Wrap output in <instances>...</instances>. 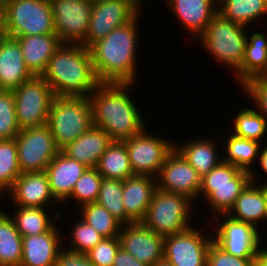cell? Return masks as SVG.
Returning a JSON list of instances; mask_svg holds the SVG:
<instances>
[{"label": "cell", "instance_id": "cell-1", "mask_svg": "<svg viewBox=\"0 0 267 266\" xmlns=\"http://www.w3.org/2000/svg\"><path fill=\"white\" fill-rule=\"evenodd\" d=\"M140 13L129 23L114 28L90 48L99 83H137L136 64ZM138 26V27H137Z\"/></svg>", "mask_w": 267, "mask_h": 266}, {"label": "cell", "instance_id": "cell-2", "mask_svg": "<svg viewBox=\"0 0 267 266\" xmlns=\"http://www.w3.org/2000/svg\"><path fill=\"white\" fill-rule=\"evenodd\" d=\"M132 86L134 83H99L89 95L93 125L103 129L112 141L123 142L145 128L144 117L128 94Z\"/></svg>", "mask_w": 267, "mask_h": 266}, {"label": "cell", "instance_id": "cell-3", "mask_svg": "<svg viewBox=\"0 0 267 266\" xmlns=\"http://www.w3.org/2000/svg\"><path fill=\"white\" fill-rule=\"evenodd\" d=\"M41 77L58 97H89L99 84L90 50L82 44L62 43Z\"/></svg>", "mask_w": 267, "mask_h": 266}, {"label": "cell", "instance_id": "cell-4", "mask_svg": "<svg viewBox=\"0 0 267 266\" xmlns=\"http://www.w3.org/2000/svg\"><path fill=\"white\" fill-rule=\"evenodd\" d=\"M246 26L232 22L217 12L206 30L198 37L209 55L236 73L242 66L247 42Z\"/></svg>", "mask_w": 267, "mask_h": 266}, {"label": "cell", "instance_id": "cell-5", "mask_svg": "<svg viewBox=\"0 0 267 266\" xmlns=\"http://www.w3.org/2000/svg\"><path fill=\"white\" fill-rule=\"evenodd\" d=\"M47 125L61 151L93 125L90 98L55 96L50 106Z\"/></svg>", "mask_w": 267, "mask_h": 266}, {"label": "cell", "instance_id": "cell-6", "mask_svg": "<svg viewBox=\"0 0 267 266\" xmlns=\"http://www.w3.org/2000/svg\"><path fill=\"white\" fill-rule=\"evenodd\" d=\"M250 182L249 172L222 161L201 178L199 196L212 208L214 218L219 219L217 215L227 214Z\"/></svg>", "mask_w": 267, "mask_h": 266}, {"label": "cell", "instance_id": "cell-7", "mask_svg": "<svg viewBox=\"0 0 267 266\" xmlns=\"http://www.w3.org/2000/svg\"><path fill=\"white\" fill-rule=\"evenodd\" d=\"M193 201L182 194L156 189L142 223L163 237L190 229Z\"/></svg>", "mask_w": 267, "mask_h": 266}, {"label": "cell", "instance_id": "cell-8", "mask_svg": "<svg viewBox=\"0 0 267 266\" xmlns=\"http://www.w3.org/2000/svg\"><path fill=\"white\" fill-rule=\"evenodd\" d=\"M3 35L56 34L50 0H7Z\"/></svg>", "mask_w": 267, "mask_h": 266}, {"label": "cell", "instance_id": "cell-9", "mask_svg": "<svg viewBox=\"0 0 267 266\" xmlns=\"http://www.w3.org/2000/svg\"><path fill=\"white\" fill-rule=\"evenodd\" d=\"M13 93L16 120L20 129L47 124L50 106L55 95L42 77L34 76Z\"/></svg>", "mask_w": 267, "mask_h": 266}, {"label": "cell", "instance_id": "cell-10", "mask_svg": "<svg viewBox=\"0 0 267 266\" xmlns=\"http://www.w3.org/2000/svg\"><path fill=\"white\" fill-rule=\"evenodd\" d=\"M15 140L22 173L45 171L60 152L47 124L21 129Z\"/></svg>", "mask_w": 267, "mask_h": 266}, {"label": "cell", "instance_id": "cell-11", "mask_svg": "<svg viewBox=\"0 0 267 266\" xmlns=\"http://www.w3.org/2000/svg\"><path fill=\"white\" fill-rule=\"evenodd\" d=\"M144 0H99L92 4L89 30L82 44L90 48L114 28L132 21L141 11Z\"/></svg>", "mask_w": 267, "mask_h": 266}, {"label": "cell", "instance_id": "cell-12", "mask_svg": "<svg viewBox=\"0 0 267 266\" xmlns=\"http://www.w3.org/2000/svg\"><path fill=\"white\" fill-rule=\"evenodd\" d=\"M123 141L129 154L130 165L135 175H149L157 178L168 154L175 143L146 131Z\"/></svg>", "mask_w": 267, "mask_h": 266}, {"label": "cell", "instance_id": "cell-13", "mask_svg": "<svg viewBox=\"0 0 267 266\" xmlns=\"http://www.w3.org/2000/svg\"><path fill=\"white\" fill-rule=\"evenodd\" d=\"M223 217H222V216ZM223 221L221 224L216 221L215 235L213 242L224 250L241 259H256L260 243L263 240L260 229L249 223H245L230 217L227 214H220ZM219 223L218 227L217 224Z\"/></svg>", "mask_w": 267, "mask_h": 266}, {"label": "cell", "instance_id": "cell-14", "mask_svg": "<svg viewBox=\"0 0 267 266\" xmlns=\"http://www.w3.org/2000/svg\"><path fill=\"white\" fill-rule=\"evenodd\" d=\"M55 32L62 43L83 44L89 30L93 2L50 0Z\"/></svg>", "mask_w": 267, "mask_h": 266}, {"label": "cell", "instance_id": "cell-15", "mask_svg": "<svg viewBox=\"0 0 267 266\" xmlns=\"http://www.w3.org/2000/svg\"><path fill=\"white\" fill-rule=\"evenodd\" d=\"M201 232L191 227L185 232L165 236L164 259L173 266H206L213 236L212 232L211 235Z\"/></svg>", "mask_w": 267, "mask_h": 266}, {"label": "cell", "instance_id": "cell-16", "mask_svg": "<svg viewBox=\"0 0 267 266\" xmlns=\"http://www.w3.org/2000/svg\"><path fill=\"white\" fill-rule=\"evenodd\" d=\"M156 179L162 191L182 194L193 202L199 197L201 176L176 148L166 157Z\"/></svg>", "mask_w": 267, "mask_h": 266}, {"label": "cell", "instance_id": "cell-17", "mask_svg": "<svg viewBox=\"0 0 267 266\" xmlns=\"http://www.w3.org/2000/svg\"><path fill=\"white\" fill-rule=\"evenodd\" d=\"M119 240L126 252L149 266L164 258V237L148 229L142 222L122 224Z\"/></svg>", "mask_w": 267, "mask_h": 266}, {"label": "cell", "instance_id": "cell-18", "mask_svg": "<svg viewBox=\"0 0 267 266\" xmlns=\"http://www.w3.org/2000/svg\"><path fill=\"white\" fill-rule=\"evenodd\" d=\"M9 193L14 207L52 208V204H59L50 192L49 180L45 171L21 173L8 190L7 194Z\"/></svg>", "mask_w": 267, "mask_h": 266}, {"label": "cell", "instance_id": "cell-19", "mask_svg": "<svg viewBox=\"0 0 267 266\" xmlns=\"http://www.w3.org/2000/svg\"><path fill=\"white\" fill-rule=\"evenodd\" d=\"M34 76L27 69L15 38L0 36V90L14 91Z\"/></svg>", "mask_w": 267, "mask_h": 266}, {"label": "cell", "instance_id": "cell-20", "mask_svg": "<svg viewBox=\"0 0 267 266\" xmlns=\"http://www.w3.org/2000/svg\"><path fill=\"white\" fill-rule=\"evenodd\" d=\"M55 224L39 235L22 237L20 266H55L61 249L62 236Z\"/></svg>", "mask_w": 267, "mask_h": 266}, {"label": "cell", "instance_id": "cell-21", "mask_svg": "<svg viewBox=\"0 0 267 266\" xmlns=\"http://www.w3.org/2000/svg\"><path fill=\"white\" fill-rule=\"evenodd\" d=\"M87 169V166L69 158L62 151L49 163L45 172L50 192L59 204L71 195L75 183Z\"/></svg>", "mask_w": 267, "mask_h": 266}, {"label": "cell", "instance_id": "cell-22", "mask_svg": "<svg viewBox=\"0 0 267 266\" xmlns=\"http://www.w3.org/2000/svg\"><path fill=\"white\" fill-rule=\"evenodd\" d=\"M156 189L157 179L149 175H134L123 181L122 203L133 222L144 220Z\"/></svg>", "mask_w": 267, "mask_h": 266}, {"label": "cell", "instance_id": "cell-23", "mask_svg": "<svg viewBox=\"0 0 267 266\" xmlns=\"http://www.w3.org/2000/svg\"><path fill=\"white\" fill-rule=\"evenodd\" d=\"M175 16L195 37H199L218 12V0H166Z\"/></svg>", "mask_w": 267, "mask_h": 266}, {"label": "cell", "instance_id": "cell-24", "mask_svg": "<svg viewBox=\"0 0 267 266\" xmlns=\"http://www.w3.org/2000/svg\"><path fill=\"white\" fill-rule=\"evenodd\" d=\"M25 65L33 76L41 77L48 61L62 44L57 34L26 35L15 37Z\"/></svg>", "mask_w": 267, "mask_h": 266}, {"label": "cell", "instance_id": "cell-25", "mask_svg": "<svg viewBox=\"0 0 267 266\" xmlns=\"http://www.w3.org/2000/svg\"><path fill=\"white\" fill-rule=\"evenodd\" d=\"M111 142V138L103 129L92 125L84 134L61 151L88 168H96L100 157Z\"/></svg>", "mask_w": 267, "mask_h": 266}, {"label": "cell", "instance_id": "cell-26", "mask_svg": "<svg viewBox=\"0 0 267 266\" xmlns=\"http://www.w3.org/2000/svg\"><path fill=\"white\" fill-rule=\"evenodd\" d=\"M250 174L251 182L237 197L234 206L227 215L236 220L252 224L258 229L259 223L267 220V206L263 190L257 184L258 179L255 178L258 174L254 175V171Z\"/></svg>", "mask_w": 267, "mask_h": 266}, {"label": "cell", "instance_id": "cell-27", "mask_svg": "<svg viewBox=\"0 0 267 266\" xmlns=\"http://www.w3.org/2000/svg\"><path fill=\"white\" fill-rule=\"evenodd\" d=\"M240 88L250 79L267 76V32H254L247 35L244 59L242 66L234 74Z\"/></svg>", "mask_w": 267, "mask_h": 266}, {"label": "cell", "instance_id": "cell-28", "mask_svg": "<svg viewBox=\"0 0 267 266\" xmlns=\"http://www.w3.org/2000/svg\"><path fill=\"white\" fill-rule=\"evenodd\" d=\"M187 141V142H186ZM175 148L184 156L188 163L195 169L201 178L218 166L223 157L217 153L218 144L210 138L186 140ZM221 156V157H220Z\"/></svg>", "mask_w": 267, "mask_h": 266}, {"label": "cell", "instance_id": "cell-29", "mask_svg": "<svg viewBox=\"0 0 267 266\" xmlns=\"http://www.w3.org/2000/svg\"><path fill=\"white\" fill-rule=\"evenodd\" d=\"M96 169L105 179L124 181L135 175L130 165L126 145L119 141L111 142L100 157Z\"/></svg>", "mask_w": 267, "mask_h": 266}, {"label": "cell", "instance_id": "cell-30", "mask_svg": "<svg viewBox=\"0 0 267 266\" xmlns=\"http://www.w3.org/2000/svg\"><path fill=\"white\" fill-rule=\"evenodd\" d=\"M22 236L10 214L0 212V266H20Z\"/></svg>", "mask_w": 267, "mask_h": 266}, {"label": "cell", "instance_id": "cell-31", "mask_svg": "<svg viewBox=\"0 0 267 266\" xmlns=\"http://www.w3.org/2000/svg\"><path fill=\"white\" fill-rule=\"evenodd\" d=\"M226 143L224 147L226 154L223 157V162L229 163L238 167L240 170L247 171L251 173L253 169L251 168L259 158L261 144L257 141L249 140L246 138H241L230 132V135L226 137Z\"/></svg>", "mask_w": 267, "mask_h": 266}, {"label": "cell", "instance_id": "cell-32", "mask_svg": "<svg viewBox=\"0 0 267 266\" xmlns=\"http://www.w3.org/2000/svg\"><path fill=\"white\" fill-rule=\"evenodd\" d=\"M218 12L232 22L249 27L267 15V0H218Z\"/></svg>", "mask_w": 267, "mask_h": 266}, {"label": "cell", "instance_id": "cell-33", "mask_svg": "<svg viewBox=\"0 0 267 266\" xmlns=\"http://www.w3.org/2000/svg\"><path fill=\"white\" fill-rule=\"evenodd\" d=\"M48 208L16 206L14 214L10 215L22 237L39 235L48 231L55 223Z\"/></svg>", "mask_w": 267, "mask_h": 266}, {"label": "cell", "instance_id": "cell-34", "mask_svg": "<svg viewBox=\"0 0 267 266\" xmlns=\"http://www.w3.org/2000/svg\"><path fill=\"white\" fill-rule=\"evenodd\" d=\"M81 219L92 226L104 238L119 236L122 223L97 202L80 206Z\"/></svg>", "mask_w": 267, "mask_h": 266}, {"label": "cell", "instance_id": "cell-35", "mask_svg": "<svg viewBox=\"0 0 267 266\" xmlns=\"http://www.w3.org/2000/svg\"><path fill=\"white\" fill-rule=\"evenodd\" d=\"M234 119L233 129L230 132H233L238 137L259 143L263 142L264 144L262 140L264 137H267V120L257 109L249 107L239 110Z\"/></svg>", "mask_w": 267, "mask_h": 266}, {"label": "cell", "instance_id": "cell-36", "mask_svg": "<svg viewBox=\"0 0 267 266\" xmlns=\"http://www.w3.org/2000/svg\"><path fill=\"white\" fill-rule=\"evenodd\" d=\"M122 195L123 181L103 178L96 202L105 207L122 224L134 223L125 213Z\"/></svg>", "mask_w": 267, "mask_h": 266}, {"label": "cell", "instance_id": "cell-37", "mask_svg": "<svg viewBox=\"0 0 267 266\" xmlns=\"http://www.w3.org/2000/svg\"><path fill=\"white\" fill-rule=\"evenodd\" d=\"M103 177L96 168H88L75 183L71 195L64 201L74 199L79 206L97 201ZM71 198V199H70Z\"/></svg>", "mask_w": 267, "mask_h": 266}, {"label": "cell", "instance_id": "cell-38", "mask_svg": "<svg viewBox=\"0 0 267 266\" xmlns=\"http://www.w3.org/2000/svg\"><path fill=\"white\" fill-rule=\"evenodd\" d=\"M21 173L16 140H0V183L9 190Z\"/></svg>", "mask_w": 267, "mask_h": 266}, {"label": "cell", "instance_id": "cell-39", "mask_svg": "<svg viewBox=\"0 0 267 266\" xmlns=\"http://www.w3.org/2000/svg\"><path fill=\"white\" fill-rule=\"evenodd\" d=\"M13 91L0 90V140H12L20 132Z\"/></svg>", "mask_w": 267, "mask_h": 266}, {"label": "cell", "instance_id": "cell-40", "mask_svg": "<svg viewBox=\"0 0 267 266\" xmlns=\"http://www.w3.org/2000/svg\"><path fill=\"white\" fill-rule=\"evenodd\" d=\"M71 231L72 236L69 234V237L72 241L67 249L83 254L94 248L104 238L81 218L73 225Z\"/></svg>", "mask_w": 267, "mask_h": 266}, {"label": "cell", "instance_id": "cell-41", "mask_svg": "<svg viewBox=\"0 0 267 266\" xmlns=\"http://www.w3.org/2000/svg\"><path fill=\"white\" fill-rule=\"evenodd\" d=\"M120 247L119 236L103 238L86 255L95 266H113L116 253Z\"/></svg>", "mask_w": 267, "mask_h": 266}, {"label": "cell", "instance_id": "cell-42", "mask_svg": "<svg viewBox=\"0 0 267 266\" xmlns=\"http://www.w3.org/2000/svg\"><path fill=\"white\" fill-rule=\"evenodd\" d=\"M242 88L246 97L251 99L257 110L267 120V76L250 79Z\"/></svg>", "mask_w": 267, "mask_h": 266}, {"label": "cell", "instance_id": "cell-43", "mask_svg": "<svg viewBox=\"0 0 267 266\" xmlns=\"http://www.w3.org/2000/svg\"><path fill=\"white\" fill-rule=\"evenodd\" d=\"M206 266H255V259H241L226 253L213 241L207 254Z\"/></svg>", "mask_w": 267, "mask_h": 266}, {"label": "cell", "instance_id": "cell-44", "mask_svg": "<svg viewBox=\"0 0 267 266\" xmlns=\"http://www.w3.org/2000/svg\"><path fill=\"white\" fill-rule=\"evenodd\" d=\"M55 266H95L86 254L60 249Z\"/></svg>", "mask_w": 267, "mask_h": 266}, {"label": "cell", "instance_id": "cell-45", "mask_svg": "<svg viewBox=\"0 0 267 266\" xmlns=\"http://www.w3.org/2000/svg\"><path fill=\"white\" fill-rule=\"evenodd\" d=\"M113 266H149L135 259L131 254L120 247L116 253Z\"/></svg>", "mask_w": 267, "mask_h": 266}, {"label": "cell", "instance_id": "cell-46", "mask_svg": "<svg viewBox=\"0 0 267 266\" xmlns=\"http://www.w3.org/2000/svg\"><path fill=\"white\" fill-rule=\"evenodd\" d=\"M255 266H267V248H263V246L259 247L255 259Z\"/></svg>", "mask_w": 267, "mask_h": 266}, {"label": "cell", "instance_id": "cell-47", "mask_svg": "<svg viewBox=\"0 0 267 266\" xmlns=\"http://www.w3.org/2000/svg\"><path fill=\"white\" fill-rule=\"evenodd\" d=\"M267 144L262 145L260 149V154H259V163L261 170L264 171L263 174L267 175Z\"/></svg>", "mask_w": 267, "mask_h": 266}, {"label": "cell", "instance_id": "cell-48", "mask_svg": "<svg viewBox=\"0 0 267 266\" xmlns=\"http://www.w3.org/2000/svg\"><path fill=\"white\" fill-rule=\"evenodd\" d=\"M7 0H0V29L3 31L6 24Z\"/></svg>", "mask_w": 267, "mask_h": 266}, {"label": "cell", "instance_id": "cell-49", "mask_svg": "<svg viewBox=\"0 0 267 266\" xmlns=\"http://www.w3.org/2000/svg\"><path fill=\"white\" fill-rule=\"evenodd\" d=\"M264 182H265V184H264ZM264 182L261 183V181H260V182H258V185L263 190V194H264V197H265V203H266V206H267V181L265 180Z\"/></svg>", "mask_w": 267, "mask_h": 266}, {"label": "cell", "instance_id": "cell-50", "mask_svg": "<svg viewBox=\"0 0 267 266\" xmlns=\"http://www.w3.org/2000/svg\"><path fill=\"white\" fill-rule=\"evenodd\" d=\"M153 266H173L169 261H167L166 259H162L159 262H157L156 264H154Z\"/></svg>", "mask_w": 267, "mask_h": 266}, {"label": "cell", "instance_id": "cell-51", "mask_svg": "<svg viewBox=\"0 0 267 266\" xmlns=\"http://www.w3.org/2000/svg\"><path fill=\"white\" fill-rule=\"evenodd\" d=\"M6 192H8V189L0 183V196L3 197V194ZM0 212H1V210H0Z\"/></svg>", "mask_w": 267, "mask_h": 266}]
</instances>
